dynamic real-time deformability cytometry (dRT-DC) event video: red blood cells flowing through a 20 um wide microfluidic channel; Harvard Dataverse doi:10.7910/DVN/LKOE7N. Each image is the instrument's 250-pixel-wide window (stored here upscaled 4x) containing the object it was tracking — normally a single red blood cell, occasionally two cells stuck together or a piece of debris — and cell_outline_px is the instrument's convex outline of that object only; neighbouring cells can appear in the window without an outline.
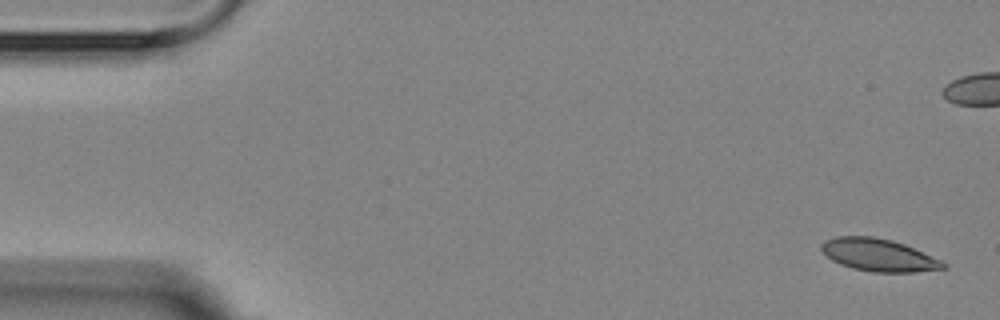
{"species": "Egyptian fruit bat (a non-hibernating species)", "species_latin": "Rousettus aegyptiacus", "temperature_condition": "room temperature", "stored_images_in_passage": 4, "camera_frame_rate_fps": 3000, "um_per_image_px": 0.085, "animal": {"sex": "female"}, "frame": {"image": 1, "passage_image": 1, "time_ms": 0.0, "image_size_px": [1000, 320], "cell_outline_px": [[948, 268], [916, 272], [872, 272], [852, 268], [840, 264], [832, 260], [820, 248], [820, 244], [824, 240], [836, 236], [872, 236], [892, 240], [904, 244], [940, 260], [948, 264]], "centroid_in_image_um": [74.67, 21.68], "position_along_channel_um": 10.3, "area_um2": 23.06}}